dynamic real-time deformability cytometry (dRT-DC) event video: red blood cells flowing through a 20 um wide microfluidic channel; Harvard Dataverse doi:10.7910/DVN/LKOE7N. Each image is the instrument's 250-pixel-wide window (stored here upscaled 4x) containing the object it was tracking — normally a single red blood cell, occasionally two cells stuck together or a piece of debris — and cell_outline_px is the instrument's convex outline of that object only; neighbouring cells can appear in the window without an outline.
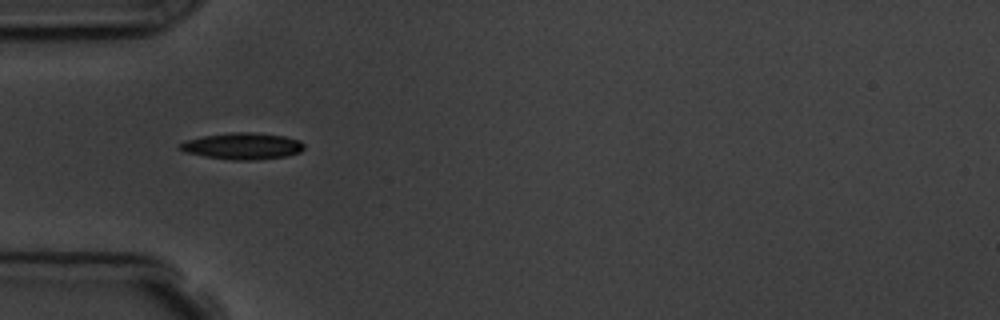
{"species": "common noctule bat (a hibernating species)", "species_latin": "Nyctalus noctula", "temperature_condition": "room temperature", "stored_images_in_passage": 2, "camera_frame_rate_fps": 3000, "um_per_image_px": 0.085, "animal": {"sex": "male", "body_mass_g": 19.5, "forearm_length_mm": 54.6}, "frame": {"image": 1, "passage_image": 1, "time_ms": 0.0, "image_size_px": [1000, 320], "cell_outline_px": [[304, 148], [300, 152], [288, 156], [256, 160], [232, 160], [204, 156], [184, 152], [176, 148], [180, 144], [188, 140], [204, 136], [232, 132], [252, 132], [284, 136], [300, 140], [304, 144]], "centroid_in_image_um": [20.63, 12.42], "position_along_channel_um": 64.4, "area_um2": 19.25}}